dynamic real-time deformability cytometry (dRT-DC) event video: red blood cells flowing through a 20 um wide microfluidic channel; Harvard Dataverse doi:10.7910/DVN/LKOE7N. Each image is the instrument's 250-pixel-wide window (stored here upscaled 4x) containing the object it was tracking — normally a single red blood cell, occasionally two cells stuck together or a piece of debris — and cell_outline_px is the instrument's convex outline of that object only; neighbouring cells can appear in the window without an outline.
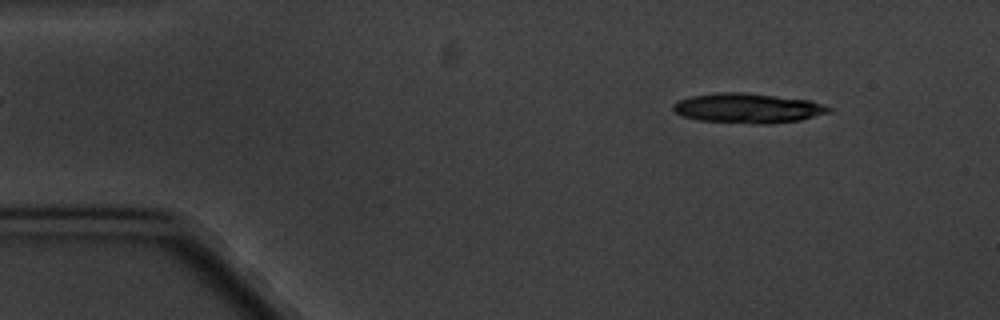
{"species": "common noctule bat (a hibernating species)", "species_latin": "Nyctalus noctula", "temperature_condition": "cold", "stored_images_in_passage": 5, "camera_frame_rate_fps": 3000, "um_per_image_px": 0.085, "animal": {"sex": "male", "body_mass_g": 20.1, "forearm_length_mm": 53.5}, "frame": {"image": 1, "passage_image": 1, "time_ms": 0.0, "image_size_px": [1000, 320], "cell_outline_px": [[832, 112], [800, 120], [768, 124], [752, 124], [700, 120], [684, 116], [676, 112], [672, 108], [672, 104], [680, 100], [692, 96], [716, 92], [748, 92], [808, 100], [824, 104], [832, 108]], "centroid_in_image_um": [63.6, 9.19], "position_along_channel_um": 21.4, "area_um2": 27.11}}